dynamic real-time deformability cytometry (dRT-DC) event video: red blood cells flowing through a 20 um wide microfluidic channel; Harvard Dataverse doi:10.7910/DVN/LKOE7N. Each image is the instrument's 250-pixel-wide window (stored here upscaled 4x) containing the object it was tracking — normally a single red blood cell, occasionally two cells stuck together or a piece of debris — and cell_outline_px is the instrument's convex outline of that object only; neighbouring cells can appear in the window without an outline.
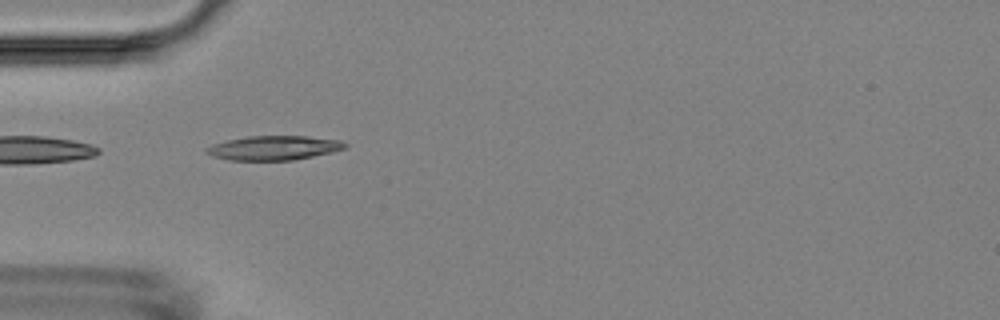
{"species": "Egyptian fruit bat (a non-hibernating species)", "species_latin": "Rousettus aegyptiacus", "temperature_condition": "room temperature", "stored_images_in_passage": 39, "camera_frame_rate_fps": 3000, "um_per_image_px": 0.085, "animal": {"sex": "female"}, "frame": {"image": 1, "passage_image": 1, "time_ms": 0.0, "image_size_px": [1000, 320], "cell_outline_px": [[348, 144], [344, 148], [332, 152], [292, 160], [232, 160], [212, 156], [204, 152], [204, 148], [212, 144], [228, 140], [248, 136], [304, 136], [340, 140]], "centroid_in_image_um": [23.24, 12.57], "position_along_channel_um": 61.8, "area_um2": 19.48}}
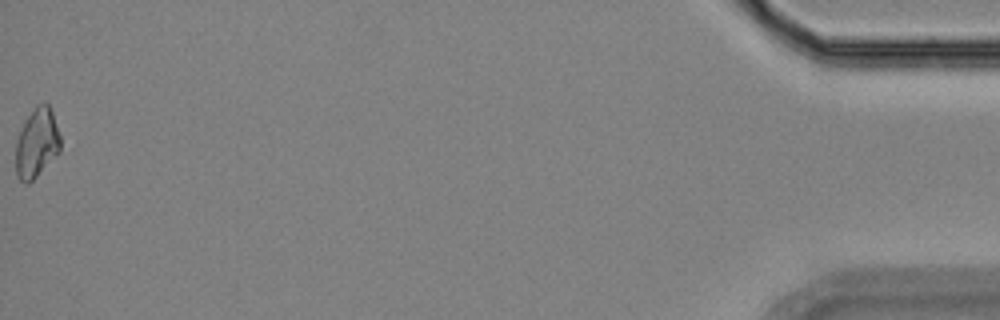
{"frame": {"image": 2, "passage_image": 39, "time_ms": 12.667, "image_size_px": [1000, 320], "cell_outline_px": [[60, 152], [28, 184], [24, 184], [16, 176], [16, 140], [24, 120], [36, 104], [44, 100], [48, 104], [52, 112], [60, 136]], "centroid_in_image_um": [3.11, 12.13], "position_along_channel_um": 432.1, "area_um2": 18.21}, "authors_computed_cell_mechanics": {"area_um2": 18.207, "velocity_mm_per_s": 3.6765, "shape_relaxation_time_tau1_ms": null, "shape_relaxation_time_tau2_ms": 6.9668, "deformation_change_tau1": null, "deformation_change_tau2": 0.1738}}